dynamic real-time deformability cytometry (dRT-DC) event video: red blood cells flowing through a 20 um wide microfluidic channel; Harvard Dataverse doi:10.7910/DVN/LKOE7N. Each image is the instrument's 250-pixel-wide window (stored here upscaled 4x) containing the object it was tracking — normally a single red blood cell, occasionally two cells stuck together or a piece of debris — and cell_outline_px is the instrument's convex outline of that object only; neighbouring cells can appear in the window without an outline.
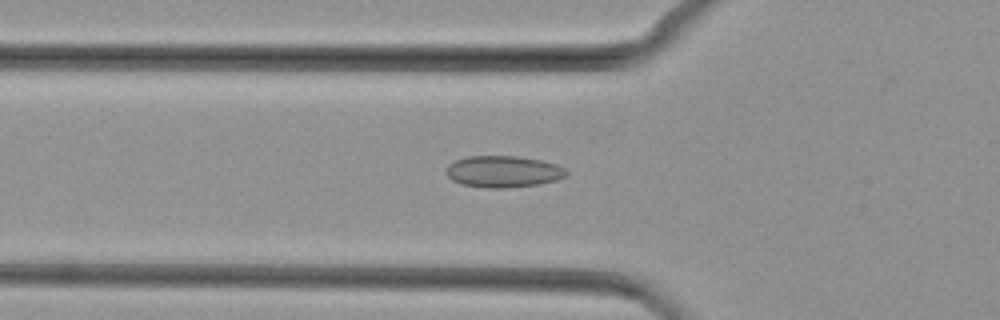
{"species": "common noctule bat (a hibernating species)", "species_latin": "Nyctalus noctula", "temperature_condition": "cold", "stored_images_in_passage": 44, "camera_frame_rate_fps": 3000, "um_per_image_px": 0.085, "animal": {"sex": "female", "body_mass_g": 29.2, "forearm_length_mm": 56.3}, "frame": {"image": 1, "passage_image": 13, "time_ms": 4.0, "image_size_px": [1000, 320], "cell_outline_px": [[564, 172], [560, 176], [548, 180], [532, 184], [468, 184], [456, 180], [448, 172], [448, 168], [452, 164], [460, 160], [476, 156], [504, 156], [532, 160], [548, 164]], "centroid_in_image_um": [42.66, 14.52], "position_along_channel_um": 83.1, "area_um2": 18.44}}
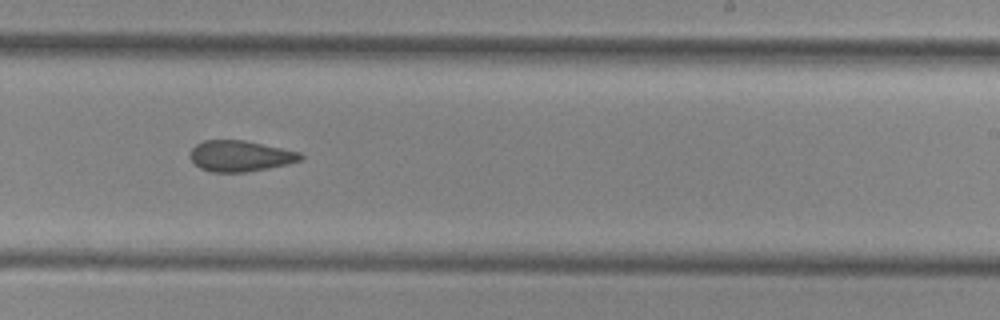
{"frame": {"image": 2, "passage_image": 26, "time_ms": 8.333, "image_size_px": [1000, 320], "cell_outline_px": [[300, 156], [296, 160], [280, 164], [260, 168], [236, 172], [220, 172], [204, 168], [196, 164], [192, 160], [192, 152], [200, 144], [208, 140], [236, 140], [296, 152]], "centroid_in_image_um": [20.31, 13.25], "position_along_channel_um": 268.7, "area_um2": 17.74}}
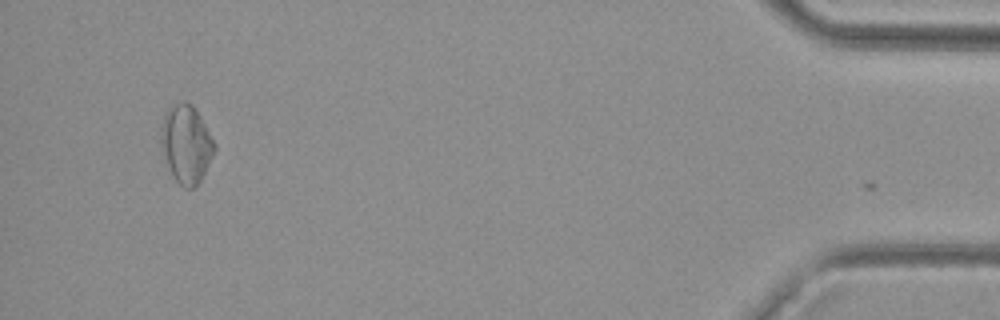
{"frame": {"image": 3, "passage_image": 42, "time_ms": 13.667, "image_size_px": [1000, 320], "cell_outline_px": [[212, 148], [200, 176], [196, 184], [192, 184], [176, 176], [172, 172], [168, 160], [168, 120], [172, 112], [188, 104], [192, 108], [212, 140]], "centroid_in_image_um": [15.95, 12.29], "position_along_channel_um": 419.3, "area_um2": 18.38}}